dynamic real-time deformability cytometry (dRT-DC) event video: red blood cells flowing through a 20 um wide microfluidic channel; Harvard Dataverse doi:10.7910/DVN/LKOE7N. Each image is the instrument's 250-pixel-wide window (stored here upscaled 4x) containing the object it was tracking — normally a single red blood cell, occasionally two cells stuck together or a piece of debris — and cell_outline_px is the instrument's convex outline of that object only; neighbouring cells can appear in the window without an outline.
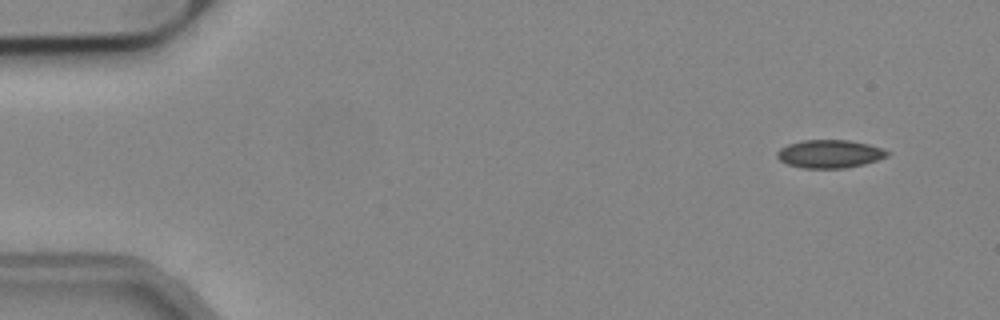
{"species": "common noctule bat (a hibernating species)", "species_latin": "Nyctalus noctula", "temperature_condition": "cold", "stored_images_in_passage": 50, "camera_frame_rate_fps": 3000, "um_per_image_px": 0.085, "animal": {"sex": "male", "body_mass_g": 19.2, "forearm_length_mm": 51.8}, "frame": {"image": 1, "passage_image": 1, "time_ms": 0.0, "image_size_px": [1000, 320], "cell_outline_px": [[892, 152], [888, 156], [864, 164], [844, 168], [800, 168], [788, 164], [780, 160], [776, 156], [776, 152], [780, 148], [788, 144], [804, 140], [848, 140], [868, 144], [884, 148]], "centroid_in_image_um": [70.54, 13.08], "position_along_channel_um": 14.5, "area_um2": 18.15}}
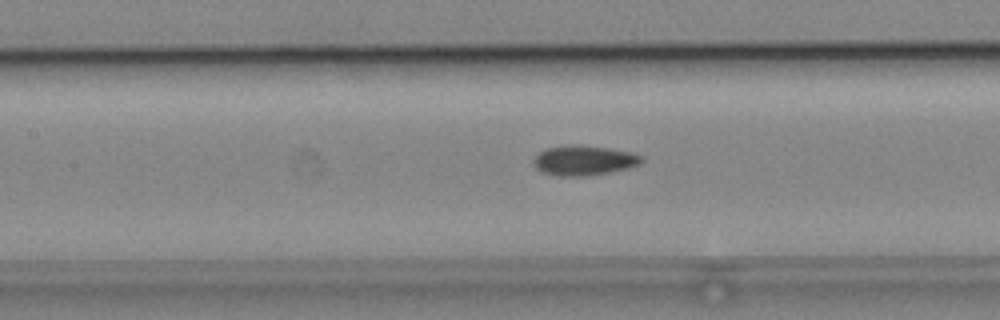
{"frame": {"image": 2, "passage_image": 21, "time_ms": 6.667, "image_size_px": [1000, 320], "cell_outline_px": [[644, 160], [640, 164], [628, 168], [588, 176], [556, 176], [540, 172], [532, 164], [532, 160], [540, 152], [548, 148], [608, 148], [632, 152], [644, 156]], "centroid_in_image_um": [49.66, 13.7], "position_along_channel_um": 157.7, "area_um2": 18.09}}
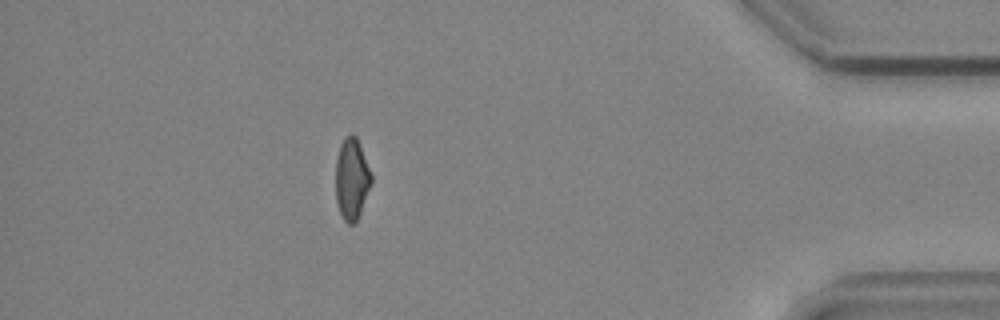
{"frame": {"image": 3, "passage_image": 44, "time_ms": 14.333, "image_size_px": [1000, 320], "cell_outline_px": [[372, 184], [360, 212], [356, 220], [352, 224], [348, 224], [344, 220], [340, 212], [336, 200], [336, 160], [340, 144], [344, 136], [352, 132], [356, 136], [360, 144], [372, 176]], "centroid_in_image_um": [29.9, 15.16], "position_along_channel_um": 405.3, "area_um2": 16.94}}